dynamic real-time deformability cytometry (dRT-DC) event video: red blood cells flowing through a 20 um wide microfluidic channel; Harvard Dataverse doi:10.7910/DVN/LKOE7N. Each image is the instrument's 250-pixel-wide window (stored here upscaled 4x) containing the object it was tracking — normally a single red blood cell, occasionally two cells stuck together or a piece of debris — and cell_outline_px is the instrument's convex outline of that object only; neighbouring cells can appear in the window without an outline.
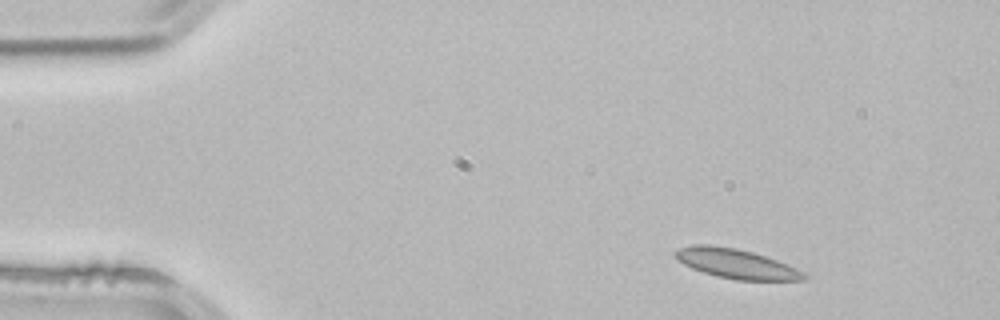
{"species": "common noctule bat (a hibernating species)", "species_latin": "Nyctalus noctula", "temperature_condition": "room temperature", "stored_images_in_passage": 3, "camera_frame_rate_fps": 3000, "um_per_image_px": 0.085, "animal": {"sex": "male", "body_mass_g": 21.5, "forearm_length_mm": 52.0}, "frame": {"image": 1, "passage_image": 3, "time_ms": 0.667, "image_size_px": [1000, 320], "cell_outline_px": [[808, 276], [804, 280], [736, 280], [716, 276], [692, 268], [676, 260], [672, 252], [676, 248], [692, 244], [708, 244], [736, 248], [752, 252], [776, 260], [796, 268], [804, 272]], "centroid_in_image_um": [62.5, 22.4], "position_along_channel_um": 22.5, "area_um2": 22.25}}